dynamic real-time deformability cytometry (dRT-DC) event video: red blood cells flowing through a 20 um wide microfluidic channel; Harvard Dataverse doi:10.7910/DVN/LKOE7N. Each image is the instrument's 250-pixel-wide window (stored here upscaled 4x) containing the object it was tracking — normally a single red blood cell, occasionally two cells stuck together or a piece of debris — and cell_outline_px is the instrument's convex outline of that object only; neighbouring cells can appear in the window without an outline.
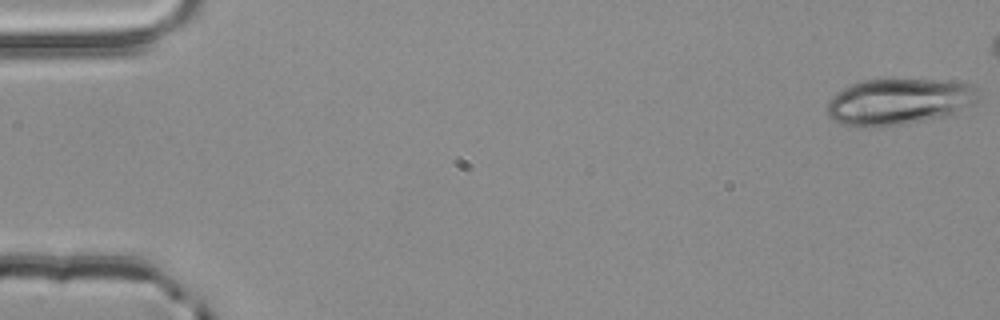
{"species": "common noctule bat (a hibernating species)", "species_latin": "Nyctalus noctula", "temperature_condition": "room temperature", "stored_images_in_passage": 49, "camera_frame_rate_fps": 3000, "um_per_image_px": 0.085, "animal": {"sex": "male", "body_mass_g": 20.4}, "frame": {"image": 1, "passage_image": 1, "time_ms": 0.0, "image_size_px": [1000, 320], "cell_outline_px": [[980, 100], [972, 104], [944, 116], [924, 120], [896, 124], [840, 124], [828, 116], [828, 100], [844, 88], [852, 84], [864, 80], [952, 80], [976, 84], [980, 96]], "centroid_in_image_um": [76.5, 8.58], "position_along_channel_um": 8.5, "area_um2": 39.82}}
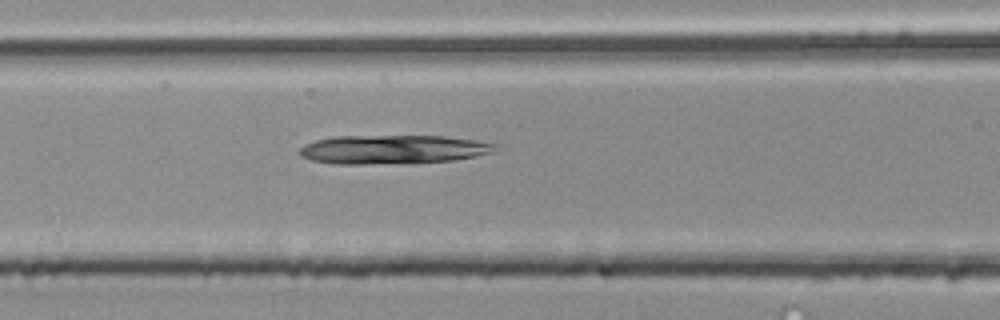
{"frame": {"image": 2, "passage_image": 23, "time_ms": 7.333, "image_size_px": [1000, 320], "cell_outline_px": [[496, 148], [492, 152], [476, 156], [452, 160], [364, 164], [336, 164], [312, 160], [300, 156], [296, 152], [304, 144], [316, 140], [336, 136], [444, 136], [476, 140], [496, 144]], "centroid_in_image_um": [33.34, 12.69], "position_along_channel_um": 133.3, "area_um2": 32.6}}
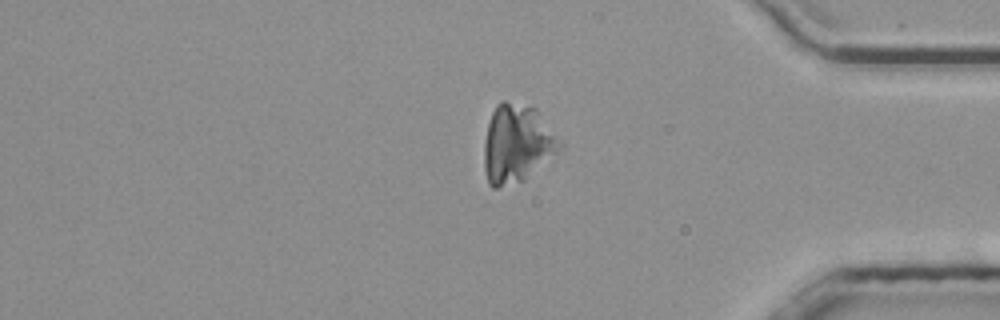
{"frame": {"image": 3, "passage_image": 45, "time_ms": 14.667, "image_size_px": [1000, 320], "cell_outline_px": [[564, 148], [524, 180], [496, 188], [492, 188], [488, 184], [484, 168], [484, 140], [488, 124], [492, 112], [496, 104], [500, 100], [504, 100], [536, 108], [540, 112], [564, 144]], "centroid_in_image_um": [43.96, 12.2], "position_along_channel_um": 391.2, "area_um2": 34.91}}